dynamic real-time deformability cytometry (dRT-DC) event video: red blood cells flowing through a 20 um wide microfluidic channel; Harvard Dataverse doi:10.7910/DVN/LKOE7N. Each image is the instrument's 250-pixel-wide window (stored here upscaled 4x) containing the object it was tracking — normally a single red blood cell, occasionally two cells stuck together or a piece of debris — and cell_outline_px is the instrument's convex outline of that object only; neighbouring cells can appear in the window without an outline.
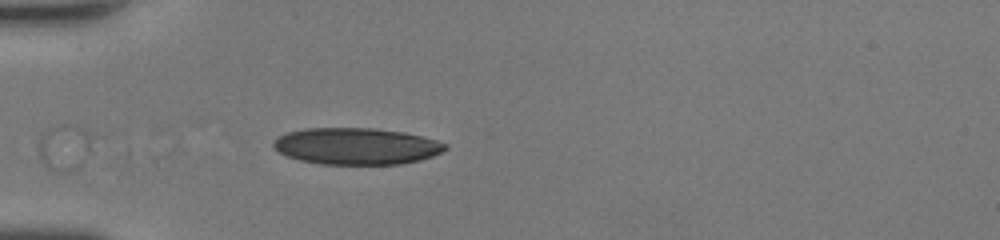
{"species": "human", "species_latin": "Homo sapiens", "temperature_condition": "room temperature", "stored_images_in_passage": 28, "camera_frame_rate_fps": 3000, "um_per_image_px": 0.085, "donor": {"sex": "female"}, "frame": {"image": 1, "passage_image": 5, "time_ms": 1.333, "image_size_px": [1000, 240], "cell_outline_px": [[448, 148], [432, 156], [420, 160], [400, 164], [320, 164], [300, 160], [288, 156], [280, 152], [272, 144], [280, 136], [288, 132], [304, 128], [372, 128], [404, 132], [436, 140], [448, 144]], "centroid_in_image_um": [30.32, 12.42], "position_along_channel_um": 54.7, "area_um2": 36.47}}